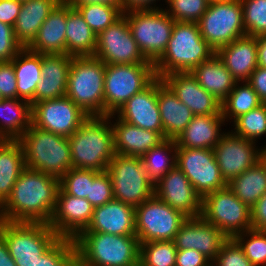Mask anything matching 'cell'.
Here are the masks:
<instances>
[{
  "label": "cell",
  "mask_w": 266,
  "mask_h": 266,
  "mask_svg": "<svg viewBox=\"0 0 266 266\" xmlns=\"http://www.w3.org/2000/svg\"><path fill=\"white\" fill-rule=\"evenodd\" d=\"M58 190L59 178L26 167L0 207V220L49 224Z\"/></svg>",
  "instance_id": "1"
},
{
  "label": "cell",
  "mask_w": 266,
  "mask_h": 266,
  "mask_svg": "<svg viewBox=\"0 0 266 266\" xmlns=\"http://www.w3.org/2000/svg\"><path fill=\"white\" fill-rule=\"evenodd\" d=\"M115 115L89 116L68 137L72 168L98 172L107 170L116 154L111 126V118H115Z\"/></svg>",
  "instance_id": "2"
},
{
  "label": "cell",
  "mask_w": 266,
  "mask_h": 266,
  "mask_svg": "<svg viewBox=\"0 0 266 266\" xmlns=\"http://www.w3.org/2000/svg\"><path fill=\"white\" fill-rule=\"evenodd\" d=\"M215 53L202 38L197 23L175 21L164 53L153 63L156 77L191 72Z\"/></svg>",
  "instance_id": "3"
},
{
  "label": "cell",
  "mask_w": 266,
  "mask_h": 266,
  "mask_svg": "<svg viewBox=\"0 0 266 266\" xmlns=\"http://www.w3.org/2000/svg\"><path fill=\"white\" fill-rule=\"evenodd\" d=\"M74 242L79 266H139L136 235L81 232Z\"/></svg>",
  "instance_id": "4"
},
{
  "label": "cell",
  "mask_w": 266,
  "mask_h": 266,
  "mask_svg": "<svg viewBox=\"0 0 266 266\" xmlns=\"http://www.w3.org/2000/svg\"><path fill=\"white\" fill-rule=\"evenodd\" d=\"M18 140L24 151L25 167L59 179L72 168L68 137L31 124Z\"/></svg>",
  "instance_id": "5"
},
{
  "label": "cell",
  "mask_w": 266,
  "mask_h": 266,
  "mask_svg": "<svg viewBox=\"0 0 266 266\" xmlns=\"http://www.w3.org/2000/svg\"><path fill=\"white\" fill-rule=\"evenodd\" d=\"M105 69L94 56L72 57L65 96L89 116H104Z\"/></svg>",
  "instance_id": "6"
},
{
  "label": "cell",
  "mask_w": 266,
  "mask_h": 266,
  "mask_svg": "<svg viewBox=\"0 0 266 266\" xmlns=\"http://www.w3.org/2000/svg\"><path fill=\"white\" fill-rule=\"evenodd\" d=\"M0 236L17 266H35L60 237L47 223L0 220Z\"/></svg>",
  "instance_id": "7"
},
{
  "label": "cell",
  "mask_w": 266,
  "mask_h": 266,
  "mask_svg": "<svg viewBox=\"0 0 266 266\" xmlns=\"http://www.w3.org/2000/svg\"><path fill=\"white\" fill-rule=\"evenodd\" d=\"M124 14L139 50L154 63L166 49L175 20L162 8L132 10Z\"/></svg>",
  "instance_id": "8"
},
{
  "label": "cell",
  "mask_w": 266,
  "mask_h": 266,
  "mask_svg": "<svg viewBox=\"0 0 266 266\" xmlns=\"http://www.w3.org/2000/svg\"><path fill=\"white\" fill-rule=\"evenodd\" d=\"M156 78L154 64L106 65L104 81V116L117 110L133 95Z\"/></svg>",
  "instance_id": "9"
},
{
  "label": "cell",
  "mask_w": 266,
  "mask_h": 266,
  "mask_svg": "<svg viewBox=\"0 0 266 266\" xmlns=\"http://www.w3.org/2000/svg\"><path fill=\"white\" fill-rule=\"evenodd\" d=\"M107 172L114 199L136 208L154 196V183L147 176L141 157L115 154Z\"/></svg>",
  "instance_id": "10"
},
{
  "label": "cell",
  "mask_w": 266,
  "mask_h": 266,
  "mask_svg": "<svg viewBox=\"0 0 266 266\" xmlns=\"http://www.w3.org/2000/svg\"><path fill=\"white\" fill-rule=\"evenodd\" d=\"M197 24L202 38L215 52L246 35L240 0L211 1Z\"/></svg>",
  "instance_id": "11"
},
{
  "label": "cell",
  "mask_w": 266,
  "mask_h": 266,
  "mask_svg": "<svg viewBox=\"0 0 266 266\" xmlns=\"http://www.w3.org/2000/svg\"><path fill=\"white\" fill-rule=\"evenodd\" d=\"M200 216L228 238L252 229L251 209L227 186L202 198Z\"/></svg>",
  "instance_id": "12"
},
{
  "label": "cell",
  "mask_w": 266,
  "mask_h": 266,
  "mask_svg": "<svg viewBox=\"0 0 266 266\" xmlns=\"http://www.w3.org/2000/svg\"><path fill=\"white\" fill-rule=\"evenodd\" d=\"M187 217L155 195L135 208V231L139 243L173 241Z\"/></svg>",
  "instance_id": "13"
},
{
  "label": "cell",
  "mask_w": 266,
  "mask_h": 266,
  "mask_svg": "<svg viewBox=\"0 0 266 266\" xmlns=\"http://www.w3.org/2000/svg\"><path fill=\"white\" fill-rule=\"evenodd\" d=\"M94 57L106 65L153 64L139 50L124 13L97 36Z\"/></svg>",
  "instance_id": "14"
},
{
  "label": "cell",
  "mask_w": 266,
  "mask_h": 266,
  "mask_svg": "<svg viewBox=\"0 0 266 266\" xmlns=\"http://www.w3.org/2000/svg\"><path fill=\"white\" fill-rule=\"evenodd\" d=\"M176 155V166L189 179L201 198L227 186L213 149L177 148Z\"/></svg>",
  "instance_id": "15"
},
{
  "label": "cell",
  "mask_w": 266,
  "mask_h": 266,
  "mask_svg": "<svg viewBox=\"0 0 266 266\" xmlns=\"http://www.w3.org/2000/svg\"><path fill=\"white\" fill-rule=\"evenodd\" d=\"M88 117L66 96L32 105V125L65 137H70Z\"/></svg>",
  "instance_id": "16"
},
{
  "label": "cell",
  "mask_w": 266,
  "mask_h": 266,
  "mask_svg": "<svg viewBox=\"0 0 266 266\" xmlns=\"http://www.w3.org/2000/svg\"><path fill=\"white\" fill-rule=\"evenodd\" d=\"M256 142L224 132L213 148L216 162L226 183L242 174L260 160Z\"/></svg>",
  "instance_id": "17"
},
{
  "label": "cell",
  "mask_w": 266,
  "mask_h": 266,
  "mask_svg": "<svg viewBox=\"0 0 266 266\" xmlns=\"http://www.w3.org/2000/svg\"><path fill=\"white\" fill-rule=\"evenodd\" d=\"M154 195L186 217L201 215L202 198L177 166L154 184Z\"/></svg>",
  "instance_id": "18"
},
{
  "label": "cell",
  "mask_w": 266,
  "mask_h": 266,
  "mask_svg": "<svg viewBox=\"0 0 266 266\" xmlns=\"http://www.w3.org/2000/svg\"><path fill=\"white\" fill-rule=\"evenodd\" d=\"M93 211L94 207L86 198L69 195L59 188L55 210L48 225L59 237L75 239L88 227Z\"/></svg>",
  "instance_id": "19"
},
{
  "label": "cell",
  "mask_w": 266,
  "mask_h": 266,
  "mask_svg": "<svg viewBox=\"0 0 266 266\" xmlns=\"http://www.w3.org/2000/svg\"><path fill=\"white\" fill-rule=\"evenodd\" d=\"M227 239L217 227L198 216L187 217L173 241L177 250L195 249L213 261Z\"/></svg>",
  "instance_id": "20"
},
{
  "label": "cell",
  "mask_w": 266,
  "mask_h": 266,
  "mask_svg": "<svg viewBox=\"0 0 266 266\" xmlns=\"http://www.w3.org/2000/svg\"><path fill=\"white\" fill-rule=\"evenodd\" d=\"M120 120L163 136V125L158 108V77L146 88L133 95L118 110Z\"/></svg>",
  "instance_id": "21"
},
{
  "label": "cell",
  "mask_w": 266,
  "mask_h": 266,
  "mask_svg": "<svg viewBox=\"0 0 266 266\" xmlns=\"http://www.w3.org/2000/svg\"><path fill=\"white\" fill-rule=\"evenodd\" d=\"M161 79L195 116L222 115V103L201 87L191 72L170 73Z\"/></svg>",
  "instance_id": "22"
},
{
  "label": "cell",
  "mask_w": 266,
  "mask_h": 266,
  "mask_svg": "<svg viewBox=\"0 0 266 266\" xmlns=\"http://www.w3.org/2000/svg\"><path fill=\"white\" fill-rule=\"evenodd\" d=\"M72 57L67 54H42V75L31 105L66 95Z\"/></svg>",
  "instance_id": "23"
},
{
  "label": "cell",
  "mask_w": 266,
  "mask_h": 266,
  "mask_svg": "<svg viewBox=\"0 0 266 266\" xmlns=\"http://www.w3.org/2000/svg\"><path fill=\"white\" fill-rule=\"evenodd\" d=\"M82 232L136 235L135 208L116 199L95 207L88 227Z\"/></svg>",
  "instance_id": "24"
},
{
  "label": "cell",
  "mask_w": 266,
  "mask_h": 266,
  "mask_svg": "<svg viewBox=\"0 0 266 266\" xmlns=\"http://www.w3.org/2000/svg\"><path fill=\"white\" fill-rule=\"evenodd\" d=\"M230 74L237 82L248 81L258 66L257 40L254 36H243L216 51Z\"/></svg>",
  "instance_id": "25"
},
{
  "label": "cell",
  "mask_w": 266,
  "mask_h": 266,
  "mask_svg": "<svg viewBox=\"0 0 266 266\" xmlns=\"http://www.w3.org/2000/svg\"><path fill=\"white\" fill-rule=\"evenodd\" d=\"M113 123V140L116 154L142 157L153 147L158 146L165 138L158 132L145 130L130 124L118 117Z\"/></svg>",
  "instance_id": "26"
},
{
  "label": "cell",
  "mask_w": 266,
  "mask_h": 266,
  "mask_svg": "<svg viewBox=\"0 0 266 266\" xmlns=\"http://www.w3.org/2000/svg\"><path fill=\"white\" fill-rule=\"evenodd\" d=\"M67 4L62 0L26 47L39 54H66Z\"/></svg>",
  "instance_id": "27"
},
{
  "label": "cell",
  "mask_w": 266,
  "mask_h": 266,
  "mask_svg": "<svg viewBox=\"0 0 266 266\" xmlns=\"http://www.w3.org/2000/svg\"><path fill=\"white\" fill-rule=\"evenodd\" d=\"M158 108L163 125V137L165 139L176 140L195 116L159 77Z\"/></svg>",
  "instance_id": "28"
},
{
  "label": "cell",
  "mask_w": 266,
  "mask_h": 266,
  "mask_svg": "<svg viewBox=\"0 0 266 266\" xmlns=\"http://www.w3.org/2000/svg\"><path fill=\"white\" fill-rule=\"evenodd\" d=\"M224 122L222 115L194 116L176 139L177 148L213 149L224 134L220 132Z\"/></svg>",
  "instance_id": "29"
},
{
  "label": "cell",
  "mask_w": 266,
  "mask_h": 266,
  "mask_svg": "<svg viewBox=\"0 0 266 266\" xmlns=\"http://www.w3.org/2000/svg\"><path fill=\"white\" fill-rule=\"evenodd\" d=\"M62 0H28L22 2L13 26L16 40L26 48L36 37L39 28Z\"/></svg>",
  "instance_id": "30"
},
{
  "label": "cell",
  "mask_w": 266,
  "mask_h": 266,
  "mask_svg": "<svg viewBox=\"0 0 266 266\" xmlns=\"http://www.w3.org/2000/svg\"><path fill=\"white\" fill-rule=\"evenodd\" d=\"M201 87L210 92L221 103L237 82L215 53L191 71Z\"/></svg>",
  "instance_id": "31"
},
{
  "label": "cell",
  "mask_w": 266,
  "mask_h": 266,
  "mask_svg": "<svg viewBox=\"0 0 266 266\" xmlns=\"http://www.w3.org/2000/svg\"><path fill=\"white\" fill-rule=\"evenodd\" d=\"M25 168L20 141L0 139V207L10 197L14 184Z\"/></svg>",
  "instance_id": "32"
},
{
  "label": "cell",
  "mask_w": 266,
  "mask_h": 266,
  "mask_svg": "<svg viewBox=\"0 0 266 266\" xmlns=\"http://www.w3.org/2000/svg\"><path fill=\"white\" fill-rule=\"evenodd\" d=\"M97 35L77 8L67 4L66 54L73 57L94 56Z\"/></svg>",
  "instance_id": "33"
},
{
  "label": "cell",
  "mask_w": 266,
  "mask_h": 266,
  "mask_svg": "<svg viewBox=\"0 0 266 266\" xmlns=\"http://www.w3.org/2000/svg\"><path fill=\"white\" fill-rule=\"evenodd\" d=\"M31 124L30 102L19 98L0 101V139L18 140Z\"/></svg>",
  "instance_id": "34"
},
{
  "label": "cell",
  "mask_w": 266,
  "mask_h": 266,
  "mask_svg": "<svg viewBox=\"0 0 266 266\" xmlns=\"http://www.w3.org/2000/svg\"><path fill=\"white\" fill-rule=\"evenodd\" d=\"M11 62L17 80V98L31 103L42 75V54L23 48Z\"/></svg>",
  "instance_id": "35"
},
{
  "label": "cell",
  "mask_w": 266,
  "mask_h": 266,
  "mask_svg": "<svg viewBox=\"0 0 266 266\" xmlns=\"http://www.w3.org/2000/svg\"><path fill=\"white\" fill-rule=\"evenodd\" d=\"M227 187L251 208L266 193V166L259 160L227 183Z\"/></svg>",
  "instance_id": "36"
},
{
  "label": "cell",
  "mask_w": 266,
  "mask_h": 266,
  "mask_svg": "<svg viewBox=\"0 0 266 266\" xmlns=\"http://www.w3.org/2000/svg\"><path fill=\"white\" fill-rule=\"evenodd\" d=\"M176 154V140L165 139L158 146L153 147L141 157L147 176L154 184L176 166Z\"/></svg>",
  "instance_id": "37"
},
{
  "label": "cell",
  "mask_w": 266,
  "mask_h": 266,
  "mask_svg": "<svg viewBox=\"0 0 266 266\" xmlns=\"http://www.w3.org/2000/svg\"><path fill=\"white\" fill-rule=\"evenodd\" d=\"M239 83H235L234 88L221 104V113L225 121L234 120L263 104L247 81L241 82L243 85Z\"/></svg>",
  "instance_id": "38"
},
{
  "label": "cell",
  "mask_w": 266,
  "mask_h": 266,
  "mask_svg": "<svg viewBox=\"0 0 266 266\" xmlns=\"http://www.w3.org/2000/svg\"><path fill=\"white\" fill-rule=\"evenodd\" d=\"M174 241H150L140 244L139 266H175Z\"/></svg>",
  "instance_id": "39"
},
{
  "label": "cell",
  "mask_w": 266,
  "mask_h": 266,
  "mask_svg": "<svg viewBox=\"0 0 266 266\" xmlns=\"http://www.w3.org/2000/svg\"><path fill=\"white\" fill-rule=\"evenodd\" d=\"M76 8L97 36L123 15L119 8L107 4H85Z\"/></svg>",
  "instance_id": "40"
},
{
  "label": "cell",
  "mask_w": 266,
  "mask_h": 266,
  "mask_svg": "<svg viewBox=\"0 0 266 266\" xmlns=\"http://www.w3.org/2000/svg\"><path fill=\"white\" fill-rule=\"evenodd\" d=\"M233 134L255 142L266 135V104L250 110L234 119Z\"/></svg>",
  "instance_id": "41"
},
{
  "label": "cell",
  "mask_w": 266,
  "mask_h": 266,
  "mask_svg": "<svg viewBox=\"0 0 266 266\" xmlns=\"http://www.w3.org/2000/svg\"><path fill=\"white\" fill-rule=\"evenodd\" d=\"M35 266H79L74 239L60 237L38 258Z\"/></svg>",
  "instance_id": "42"
},
{
  "label": "cell",
  "mask_w": 266,
  "mask_h": 266,
  "mask_svg": "<svg viewBox=\"0 0 266 266\" xmlns=\"http://www.w3.org/2000/svg\"><path fill=\"white\" fill-rule=\"evenodd\" d=\"M233 239L254 266H266V231L249 229L235 235Z\"/></svg>",
  "instance_id": "43"
},
{
  "label": "cell",
  "mask_w": 266,
  "mask_h": 266,
  "mask_svg": "<svg viewBox=\"0 0 266 266\" xmlns=\"http://www.w3.org/2000/svg\"><path fill=\"white\" fill-rule=\"evenodd\" d=\"M247 36L266 34V0H240Z\"/></svg>",
  "instance_id": "44"
},
{
  "label": "cell",
  "mask_w": 266,
  "mask_h": 266,
  "mask_svg": "<svg viewBox=\"0 0 266 266\" xmlns=\"http://www.w3.org/2000/svg\"><path fill=\"white\" fill-rule=\"evenodd\" d=\"M169 8L165 12L175 21L197 23L208 8V0H165Z\"/></svg>",
  "instance_id": "45"
},
{
  "label": "cell",
  "mask_w": 266,
  "mask_h": 266,
  "mask_svg": "<svg viewBox=\"0 0 266 266\" xmlns=\"http://www.w3.org/2000/svg\"><path fill=\"white\" fill-rule=\"evenodd\" d=\"M92 183L93 170L71 168L59 179V188L69 195L87 198Z\"/></svg>",
  "instance_id": "46"
},
{
  "label": "cell",
  "mask_w": 266,
  "mask_h": 266,
  "mask_svg": "<svg viewBox=\"0 0 266 266\" xmlns=\"http://www.w3.org/2000/svg\"><path fill=\"white\" fill-rule=\"evenodd\" d=\"M86 199L94 208L114 199L112 181L107 170L102 172L93 170V183L90 184L89 195Z\"/></svg>",
  "instance_id": "47"
},
{
  "label": "cell",
  "mask_w": 266,
  "mask_h": 266,
  "mask_svg": "<svg viewBox=\"0 0 266 266\" xmlns=\"http://www.w3.org/2000/svg\"><path fill=\"white\" fill-rule=\"evenodd\" d=\"M212 264L214 266H254L233 238H228L222 244Z\"/></svg>",
  "instance_id": "48"
},
{
  "label": "cell",
  "mask_w": 266,
  "mask_h": 266,
  "mask_svg": "<svg viewBox=\"0 0 266 266\" xmlns=\"http://www.w3.org/2000/svg\"><path fill=\"white\" fill-rule=\"evenodd\" d=\"M23 49L16 40L14 28L0 21V62H9Z\"/></svg>",
  "instance_id": "49"
},
{
  "label": "cell",
  "mask_w": 266,
  "mask_h": 266,
  "mask_svg": "<svg viewBox=\"0 0 266 266\" xmlns=\"http://www.w3.org/2000/svg\"><path fill=\"white\" fill-rule=\"evenodd\" d=\"M0 95L2 98H17V80L13 63L0 62Z\"/></svg>",
  "instance_id": "50"
},
{
  "label": "cell",
  "mask_w": 266,
  "mask_h": 266,
  "mask_svg": "<svg viewBox=\"0 0 266 266\" xmlns=\"http://www.w3.org/2000/svg\"><path fill=\"white\" fill-rule=\"evenodd\" d=\"M212 261L195 249L177 250L175 266H208Z\"/></svg>",
  "instance_id": "51"
},
{
  "label": "cell",
  "mask_w": 266,
  "mask_h": 266,
  "mask_svg": "<svg viewBox=\"0 0 266 266\" xmlns=\"http://www.w3.org/2000/svg\"><path fill=\"white\" fill-rule=\"evenodd\" d=\"M22 2L17 0H0V21L14 26L20 13Z\"/></svg>",
  "instance_id": "52"
},
{
  "label": "cell",
  "mask_w": 266,
  "mask_h": 266,
  "mask_svg": "<svg viewBox=\"0 0 266 266\" xmlns=\"http://www.w3.org/2000/svg\"><path fill=\"white\" fill-rule=\"evenodd\" d=\"M250 209L252 229L266 231V193Z\"/></svg>",
  "instance_id": "53"
},
{
  "label": "cell",
  "mask_w": 266,
  "mask_h": 266,
  "mask_svg": "<svg viewBox=\"0 0 266 266\" xmlns=\"http://www.w3.org/2000/svg\"><path fill=\"white\" fill-rule=\"evenodd\" d=\"M247 82L257 93L261 102L266 104V68L257 66Z\"/></svg>",
  "instance_id": "54"
},
{
  "label": "cell",
  "mask_w": 266,
  "mask_h": 266,
  "mask_svg": "<svg viewBox=\"0 0 266 266\" xmlns=\"http://www.w3.org/2000/svg\"><path fill=\"white\" fill-rule=\"evenodd\" d=\"M155 2L156 0H122V12L159 8L156 5L152 7Z\"/></svg>",
  "instance_id": "55"
},
{
  "label": "cell",
  "mask_w": 266,
  "mask_h": 266,
  "mask_svg": "<svg viewBox=\"0 0 266 266\" xmlns=\"http://www.w3.org/2000/svg\"><path fill=\"white\" fill-rule=\"evenodd\" d=\"M66 4L76 8L85 4H107L119 8L122 11V0H63Z\"/></svg>",
  "instance_id": "56"
},
{
  "label": "cell",
  "mask_w": 266,
  "mask_h": 266,
  "mask_svg": "<svg viewBox=\"0 0 266 266\" xmlns=\"http://www.w3.org/2000/svg\"><path fill=\"white\" fill-rule=\"evenodd\" d=\"M258 66L266 68V34L256 36Z\"/></svg>",
  "instance_id": "57"
},
{
  "label": "cell",
  "mask_w": 266,
  "mask_h": 266,
  "mask_svg": "<svg viewBox=\"0 0 266 266\" xmlns=\"http://www.w3.org/2000/svg\"><path fill=\"white\" fill-rule=\"evenodd\" d=\"M0 266H17L11 255L7 244L4 239L0 236Z\"/></svg>",
  "instance_id": "58"
},
{
  "label": "cell",
  "mask_w": 266,
  "mask_h": 266,
  "mask_svg": "<svg viewBox=\"0 0 266 266\" xmlns=\"http://www.w3.org/2000/svg\"><path fill=\"white\" fill-rule=\"evenodd\" d=\"M260 160L266 166V145L260 150Z\"/></svg>",
  "instance_id": "59"
},
{
  "label": "cell",
  "mask_w": 266,
  "mask_h": 266,
  "mask_svg": "<svg viewBox=\"0 0 266 266\" xmlns=\"http://www.w3.org/2000/svg\"><path fill=\"white\" fill-rule=\"evenodd\" d=\"M17 1H19V2H26V1H28V0H17Z\"/></svg>",
  "instance_id": "60"
}]
</instances>
